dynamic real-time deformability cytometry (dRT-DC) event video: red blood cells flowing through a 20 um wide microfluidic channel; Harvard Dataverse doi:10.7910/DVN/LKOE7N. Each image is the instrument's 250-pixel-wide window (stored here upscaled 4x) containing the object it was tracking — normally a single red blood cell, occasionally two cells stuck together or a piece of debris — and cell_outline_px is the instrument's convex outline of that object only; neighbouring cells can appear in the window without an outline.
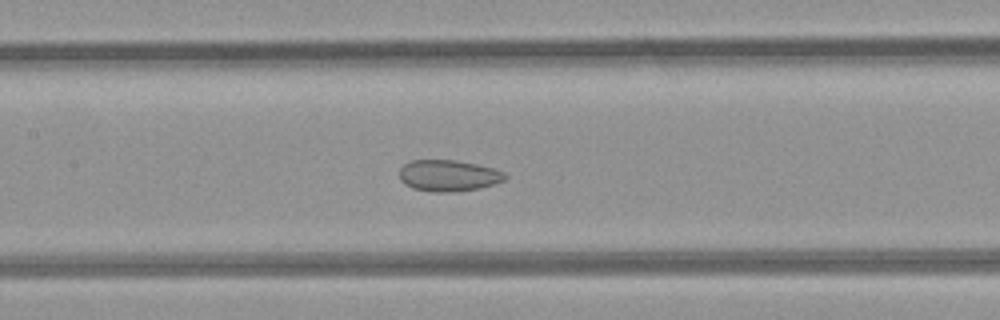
{"species": "common noctule bat (a hibernating species)", "species_latin": "Nyctalus noctula", "temperature_condition": "room temperature", "stored_images_in_passage": 48, "camera_frame_rate_fps": 3000, "um_per_image_px": 0.085, "animal": {"sex": "female", "body_mass_g": 21.9}, "frame": {"image": 1, "passage_image": 22, "time_ms": 7.0, "image_size_px": [1000, 320], "cell_outline_px": [[508, 176], [504, 180], [480, 188], [456, 192], [432, 192], [412, 188], [404, 184], [400, 180], [400, 168], [404, 164], [412, 160], [456, 160], [476, 164], [492, 168], [504, 172]], "centroid_in_image_um": [38.1, 14.93], "position_along_channel_um": 169.3, "area_um2": 19.36}}
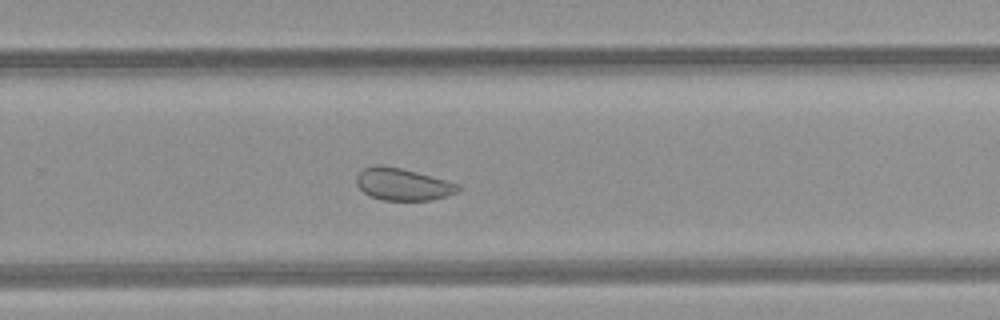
{"frame": {"image": 2, "passage_image": 31, "time_ms": 10.0, "image_size_px": [1000, 320], "cell_outline_px": [[460, 188], [456, 192], [448, 196], [432, 200], [380, 200], [364, 192], [356, 184], [356, 176], [364, 168], [376, 164], [380, 164], [400, 168], [416, 172], [460, 184]], "centroid_in_image_um": [34.23, 15.66], "position_along_channel_um": 295.6, "area_um2": 18.96}}
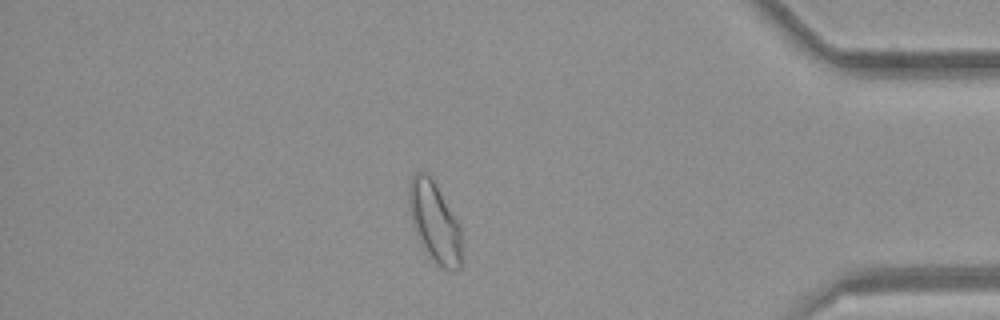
{"frame": {"image": 3, "passage_image": 41, "time_ms": 13.333, "image_size_px": [1000, 320], "cell_outline_px": [[460, 268], [456, 272], [444, 268], [436, 264], [420, 240], [416, 232], [412, 220], [408, 204], [408, 188], [412, 176], [416, 172], [428, 172], [436, 184], [460, 224]], "centroid_in_image_um": [36.94, 18.83], "position_along_channel_um": 398.3, "area_um2": 24.33}, "authors_computed_cell_mechanics": {"area_um2": 22.9177, "velocity_mm_per_s": 4.2295, "shape_relaxation_time_tau1_ms": null, "shape_relaxation_time_tau2_ms": 1.5377, "deformation_change_tau1": null, "deformation_change_tau2": 0.0617}}